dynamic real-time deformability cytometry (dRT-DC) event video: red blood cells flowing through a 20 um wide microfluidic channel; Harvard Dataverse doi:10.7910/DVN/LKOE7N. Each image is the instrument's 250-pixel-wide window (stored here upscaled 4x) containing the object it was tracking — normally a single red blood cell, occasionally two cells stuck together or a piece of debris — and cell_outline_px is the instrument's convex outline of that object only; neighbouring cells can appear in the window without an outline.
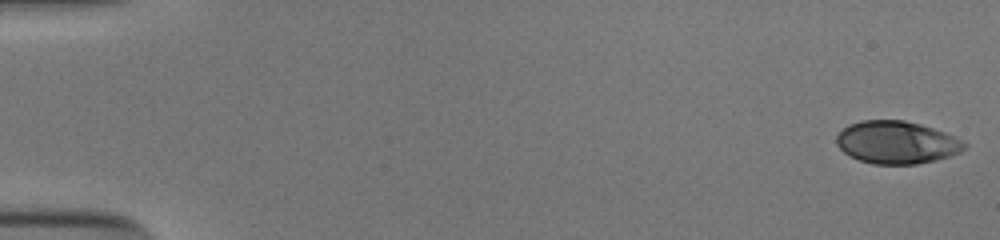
{"species": "human", "species_latin": "Homo sapiens", "temperature_condition": "cold", "stored_images_in_passage": 53, "camera_frame_rate_fps": 3000, "um_per_image_px": 0.085, "donor": {"sex": "male"}, "frame": {"image": 1, "passage_image": 1, "time_ms": 0.0, "image_size_px": [1000, 240], "cell_outline_px": [[968, 144], [960, 152], [936, 160], [916, 164], [872, 164], [848, 156], [836, 144], [836, 136], [848, 124], [860, 120], [904, 120], [920, 124], [944, 132]], "centroid_in_image_um": [76.17, 12.1], "position_along_channel_um": 8.8, "area_um2": 31.67}}
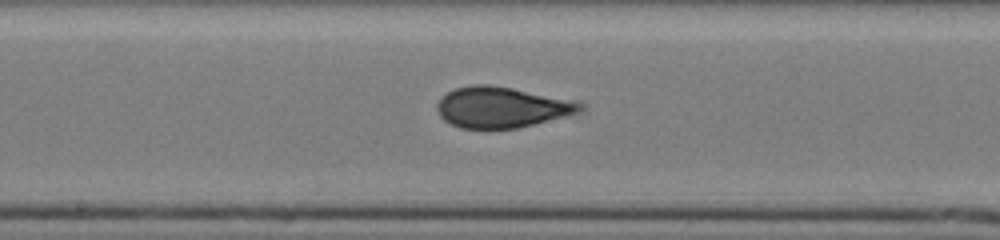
{"frame": {"image": 2, "passage_image": 29, "time_ms": 9.333, "image_size_px": [1000, 240], "cell_outline_px": [[584, 108], [576, 112], [532, 124], [516, 128], [460, 128], [444, 120], [440, 116], [436, 108], [436, 104], [440, 96], [456, 88], [472, 84], [488, 84], [512, 88], [580, 104]], "centroid_in_image_um": [42.45, 9.11], "position_along_channel_um": 205.7, "area_um2": 32.89}}
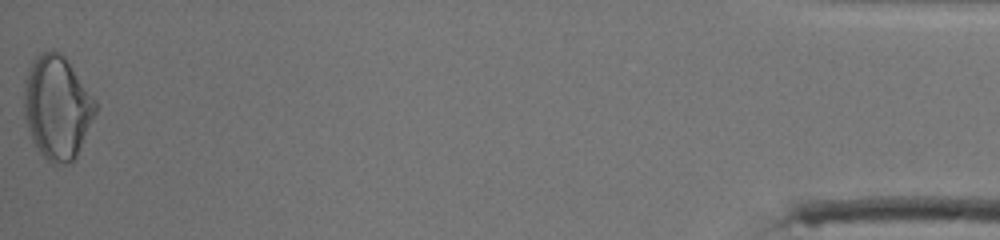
{"frame": {"image": 3, "passage_image": 53, "time_ms": 17.333, "image_size_px": [1000, 240], "cell_outline_px": [[96, 112], [76, 156], [72, 164], [52, 164], [40, 152], [32, 140], [24, 120], [24, 80], [28, 68], [32, 60], [40, 52], [52, 48], [60, 52], [68, 60], [96, 100]], "centroid_in_image_um": [4.83, 9.09], "position_along_channel_um": 430.4, "area_um2": 43.47}, "authors_computed_cell_mechanics": {"area_um2": 32.5992, "velocity_mm_per_s": 3.9097, "shape_relaxation_time_tau1_ms": 8.7716, "shape_relaxation_time_tau2_ms": 1.0285, "deformation_change_tau1": 0.218, "deformation_change_tau2": 0.0443}}